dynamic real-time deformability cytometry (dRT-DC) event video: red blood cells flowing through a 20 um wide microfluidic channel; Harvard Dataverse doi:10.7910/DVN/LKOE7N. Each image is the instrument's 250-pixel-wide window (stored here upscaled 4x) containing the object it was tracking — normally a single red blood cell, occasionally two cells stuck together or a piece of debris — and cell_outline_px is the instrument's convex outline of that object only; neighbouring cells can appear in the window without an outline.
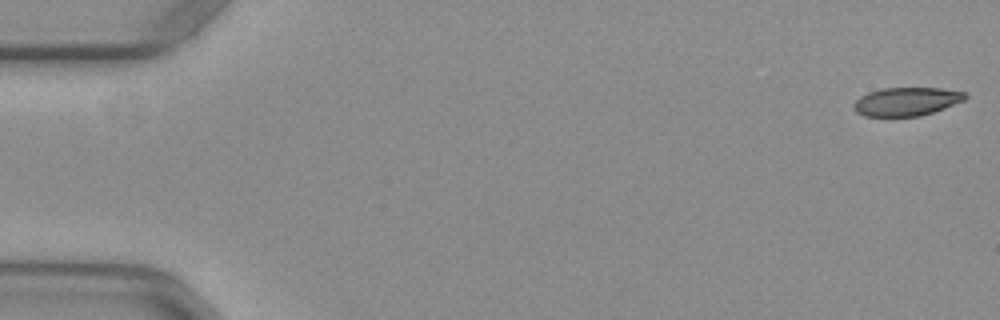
{"species": "common noctule bat (a hibernating species)", "species_latin": "Nyctalus noctula", "temperature_condition": "warm", "stored_images_in_passage": 53, "segment_of_instrument_passage": [1, 2], "camera_frame_rate_fps": 3000, "um_per_image_px": 0.085, "animal": {"sex": "female", "body_mass_g": 29.2, "forearm_length_mm": 56.3}, "frame": {"image": 1, "passage_image": 1, "time_ms": 0.0, "image_size_px": [1000, 320], "cell_outline_px": [[968, 96], [964, 100], [944, 108], [920, 116], [864, 116], [856, 112], [852, 108], [852, 104], [860, 96], [868, 92], [884, 88], [940, 88], [968, 92]], "centroid_in_image_um": [77.04, 8.62], "position_along_channel_um": 8.0, "area_um2": 18.55}}
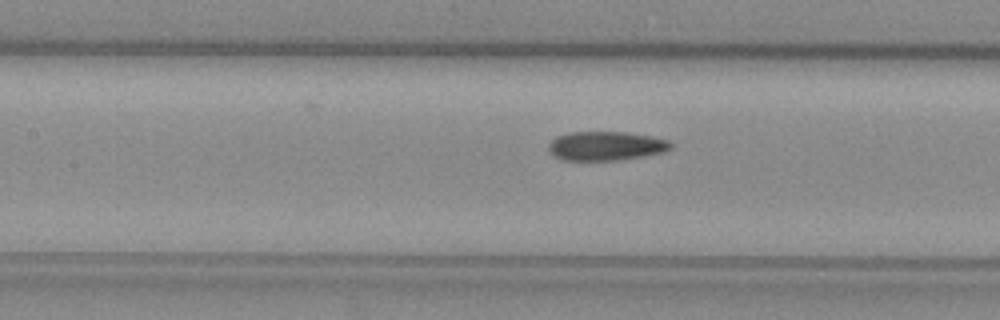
{"frame": {"image": 2, "passage_image": 24, "time_ms": 7.667, "image_size_px": [1000, 320], "cell_outline_px": [[672, 148], [664, 152], [644, 156], [616, 160], [560, 160], [552, 156], [548, 152], [548, 144], [556, 136], [572, 132], [624, 132], [652, 136], [668, 140], [672, 144]], "centroid_in_image_um": [51.47, 12.41], "position_along_channel_um": 155.9, "area_um2": 20.87}}
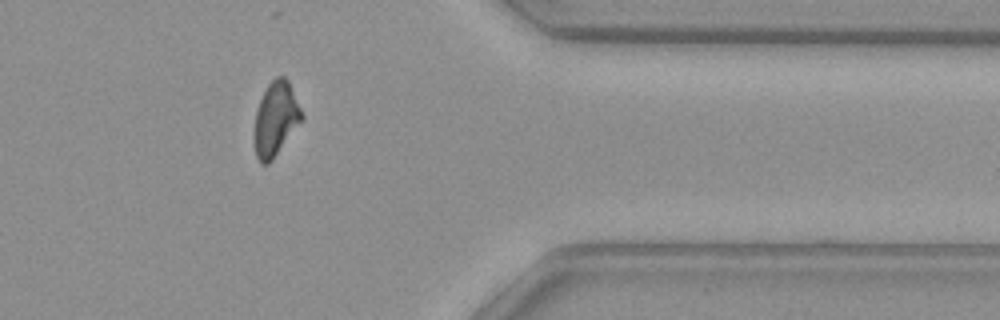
{"frame": {"image": 3, "passage_image": 43, "time_ms": 14.0, "image_size_px": [1000, 320], "cell_outline_px": [[304, 116], [272, 160], [268, 164], [260, 164], [256, 156], [252, 132], [256, 112], [260, 100], [268, 84], [276, 76], [284, 76], [288, 80]], "centroid_in_image_um": [23.39, 10.12], "position_along_channel_um": 388.0, "area_um2": 20.35}}